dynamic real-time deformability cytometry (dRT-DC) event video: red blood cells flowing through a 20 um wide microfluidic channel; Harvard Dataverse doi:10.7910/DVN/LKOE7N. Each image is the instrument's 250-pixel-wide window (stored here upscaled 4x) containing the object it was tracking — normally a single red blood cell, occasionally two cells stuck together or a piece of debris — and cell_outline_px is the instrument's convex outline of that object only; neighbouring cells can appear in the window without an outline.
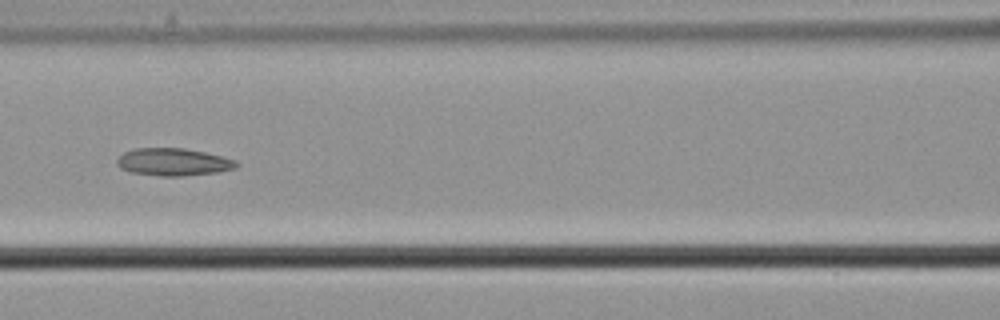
{"species": "common noctule bat (a hibernating species)", "species_latin": "Nyctalus noctula", "temperature_condition": "cold", "stored_images_in_passage": 9, "camera_frame_rate_fps": 3000, "um_per_image_px": 0.085, "animal": {"sex": "male", "body_mass_g": 21.5, "forearm_length_mm": 52.0}, "frame": {"image": 1, "passage_image": 7, "time_ms": 2.0, "image_size_px": [1000, 320], "cell_outline_px": [[240, 164], [236, 168], [220, 172], [180, 176], [160, 176], [128, 172], [120, 168], [116, 164], [116, 160], [124, 152], [136, 148], [184, 148], [204, 152], [236, 160]], "centroid_in_image_um": [14.73, 13.78], "position_along_channel_um": 151.9, "area_um2": 19.25}}
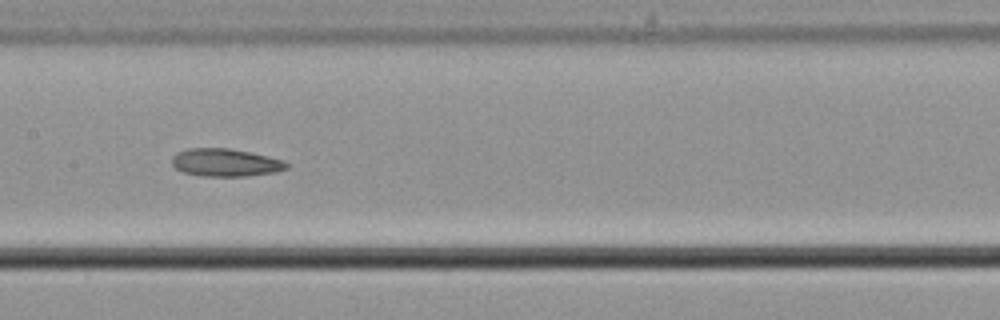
{"frame": {"image": 2, "passage_image": 8, "time_ms": 2.333, "image_size_px": [1000, 320], "cell_outline_px": [[288, 168], [276, 172], [244, 176], [204, 176], [184, 172], [176, 168], [172, 164], [172, 156], [176, 152], [188, 148], [228, 148], [248, 152], [284, 160], [288, 164]], "centroid_in_image_um": [19.15, 13.81], "position_along_channel_um": 188.3, "area_um2": 18.44}}
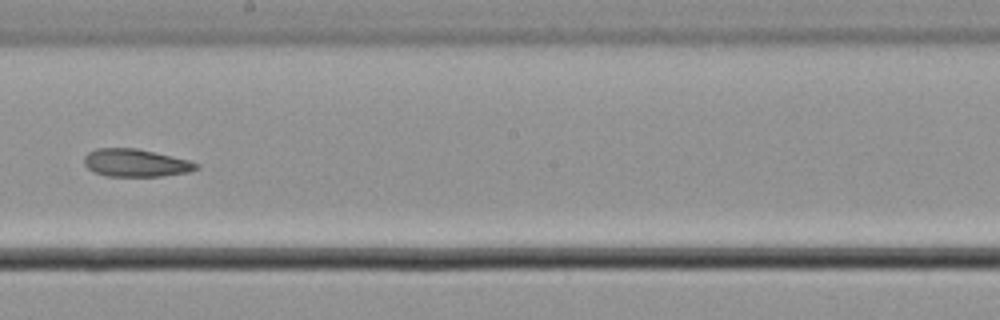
{"frame": {"image": 3, "passage_image": 9, "time_ms": 2.667, "image_size_px": [1000, 320], "cell_outline_px": [[200, 168], [188, 172], [160, 176], [108, 176], [92, 172], [84, 164], [84, 156], [88, 152], [96, 148], [136, 148], [188, 160], [200, 164]], "centroid_in_image_um": [11.51, 13.85], "position_along_channel_um": 236.7, "area_um2": 18.09}}